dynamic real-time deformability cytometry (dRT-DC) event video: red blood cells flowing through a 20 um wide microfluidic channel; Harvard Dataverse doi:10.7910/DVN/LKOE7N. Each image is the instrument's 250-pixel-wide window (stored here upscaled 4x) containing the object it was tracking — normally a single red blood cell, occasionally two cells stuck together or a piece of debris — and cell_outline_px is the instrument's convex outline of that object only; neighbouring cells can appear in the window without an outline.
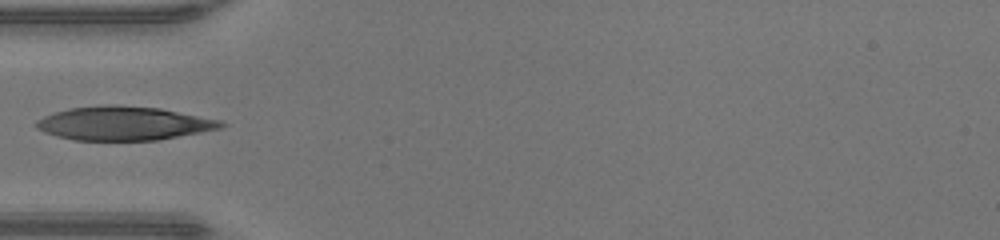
{"species": "human", "species_latin": "Homo sapiens", "temperature_condition": "warm", "stored_images_in_passage": 16, "camera_frame_rate_fps": 3000, "um_per_image_px": 0.085, "donor": {"sex": "male"}, "frame": {"image": 1, "passage_image": 1, "time_ms": 0.0, "image_size_px": [1000, 240], "cell_outline_px": [[228, 124], [220, 128], [160, 140], [72, 140], [56, 136], [44, 132], [36, 128], [36, 120], [44, 116], [68, 108], [108, 104], [112, 104], [160, 108], [220, 120]], "centroid_in_image_um": [10.5, 10.48], "position_along_channel_um": 74.5, "area_um2": 36.36}}
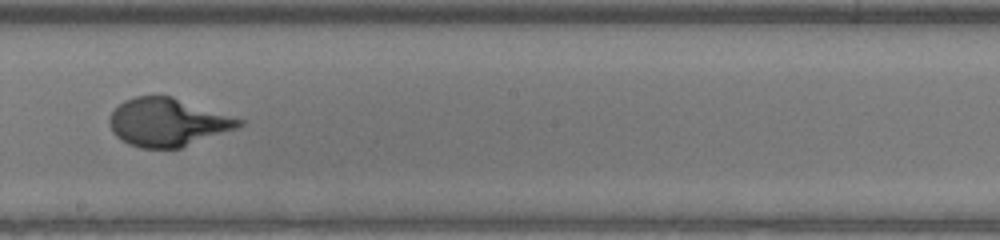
{"frame": {"image": 2, "passage_image": 12, "time_ms": 3.667, "image_size_px": [1000, 240], "cell_outline_px": [[244, 124], [236, 128], [180, 148], [140, 148], [128, 144], [116, 136], [112, 132], [108, 120], [112, 112], [124, 100], [136, 96], [172, 96], [244, 120]], "centroid_in_image_um": [14.22, 10.39], "position_along_channel_um": 234.0, "area_um2": 36.01}}